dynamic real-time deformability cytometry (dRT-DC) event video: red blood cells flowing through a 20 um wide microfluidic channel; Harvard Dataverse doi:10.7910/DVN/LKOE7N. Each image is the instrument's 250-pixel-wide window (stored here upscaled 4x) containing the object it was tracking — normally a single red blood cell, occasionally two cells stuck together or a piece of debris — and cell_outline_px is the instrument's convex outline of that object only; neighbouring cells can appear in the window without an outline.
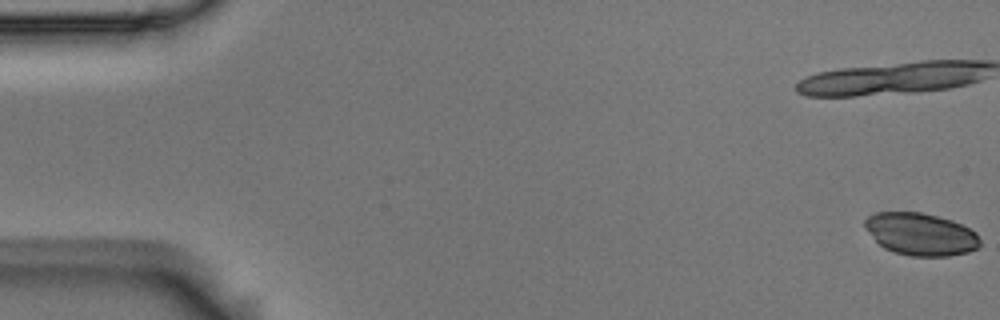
{"species": "Egyptian fruit bat (a non-hibernating species)", "species_latin": "Rousettus aegyptiacus", "temperature_condition": "room temperature", "stored_images_in_passage": 42, "camera_frame_rate_fps": 3000, "um_per_image_px": 0.085, "animal": {"sex": "male"}, "frame": {"image": 1, "passage_image": 1, "time_ms": 0.0, "image_size_px": [1000, 320], "cell_outline_px": [[980, 244], [976, 248], [968, 252], [948, 256], [912, 256], [892, 252], [884, 248], [864, 228], [864, 220], [868, 216], [876, 212], [920, 212], [952, 220], [976, 232], [980, 240]], "centroid_in_image_um": [78.24, 19.9], "position_along_channel_um": 6.8, "area_um2": 28.38}}
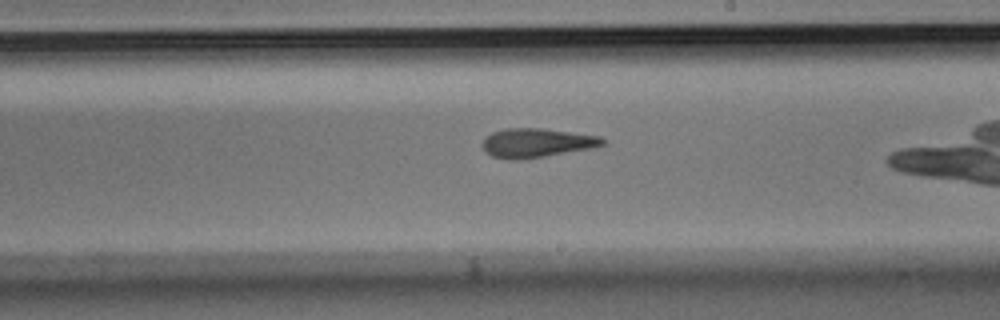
{"frame": {"image": 2, "passage_image": 30, "time_ms": 9.667, "image_size_px": [1000, 320], "cell_outline_px": [[604, 144], [592, 148], [544, 156], [516, 160], [492, 156], [484, 148], [484, 140], [492, 132], [508, 128], [540, 128], [600, 136], [604, 140]], "centroid_in_image_um": [45.64, 12.13], "position_along_channel_um": 243.4, "area_um2": 19.83}}
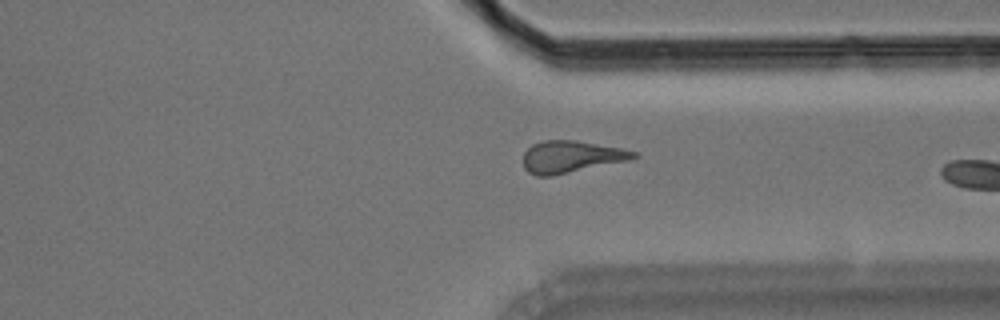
{"frame": {"image": 3, "passage_image": 40, "time_ms": 13.0, "image_size_px": [1000, 320], "cell_outline_px": [[640, 156], [628, 160], [552, 176], [536, 176], [528, 172], [524, 168], [524, 152], [532, 144], [544, 140], [576, 140], [620, 148], [636, 152]], "centroid_in_image_um": [48.52, 13.32], "position_along_channel_um": 362.9, "area_um2": 20.46}}